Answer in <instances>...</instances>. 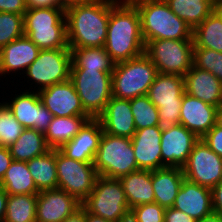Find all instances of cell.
Segmentation results:
<instances>
[{
	"mask_svg": "<svg viewBox=\"0 0 222 222\" xmlns=\"http://www.w3.org/2000/svg\"><path fill=\"white\" fill-rule=\"evenodd\" d=\"M86 222H111L86 211Z\"/></svg>",
	"mask_w": 222,
	"mask_h": 222,
	"instance_id": "681fc988",
	"label": "cell"
},
{
	"mask_svg": "<svg viewBox=\"0 0 222 222\" xmlns=\"http://www.w3.org/2000/svg\"><path fill=\"white\" fill-rule=\"evenodd\" d=\"M24 129L7 105L4 102L0 103V141L2 146L9 147L13 144Z\"/></svg>",
	"mask_w": 222,
	"mask_h": 222,
	"instance_id": "d590c367",
	"label": "cell"
},
{
	"mask_svg": "<svg viewBox=\"0 0 222 222\" xmlns=\"http://www.w3.org/2000/svg\"><path fill=\"white\" fill-rule=\"evenodd\" d=\"M164 222H196V219L174 207H171L165 209Z\"/></svg>",
	"mask_w": 222,
	"mask_h": 222,
	"instance_id": "b9f144b4",
	"label": "cell"
},
{
	"mask_svg": "<svg viewBox=\"0 0 222 222\" xmlns=\"http://www.w3.org/2000/svg\"><path fill=\"white\" fill-rule=\"evenodd\" d=\"M24 35L40 50L69 48L65 8L27 9Z\"/></svg>",
	"mask_w": 222,
	"mask_h": 222,
	"instance_id": "277c9868",
	"label": "cell"
},
{
	"mask_svg": "<svg viewBox=\"0 0 222 222\" xmlns=\"http://www.w3.org/2000/svg\"><path fill=\"white\" fill-rule=\"evenodd\" d=\"M64 7H67L72 4H76L78 2H82L85 0H58Z\"/></svg>",
	"mask_w": 222,
	"mask_h": 222,
	"instance_id": "816d5d0a",
	"label": "cell"
},
{
	"mask_svg": "<svg viewBox=\"0 0 222 222\" xmlns=\"http://www.w3.org/2000/svg\"><path fill=\"white\" fill-rule=\"evenodd\" d=\"M199 139L182 124L174 125L169 130L163 131L160 144L162 168L166 166L182 168Z\"/></svg>",
	"mask_w": 222,
	"mask_h": 222,
	"instance_id": "2e32d148",
	"label": "cell"
},
{
	"mask_svg": "<svg viewBox=\"0 0 222 222\" xmlns=\"http://www.w3.org/2000/svg\"><path fill=\"white\" fill-rule=\"evenodd\" d=\"M217 109L185 92L181 102L180 124L201 139L216 124Z\"/></svg>",
	"mask_w": 222,
	"mask_h": 222,
	"instance_id": "ac0fdd59",
	"label": "cell"
},
{
	"mask_svg": "<svg viewBox=\"0 0 222 222\" xmlns=\"http://www.w3.org/2000/svg\"><path fill=\"white\" fill-rule=\"evenodd\" d=\"M182 170L188 181L212 189L222 180V158L199 139Z\"/></svg>",
	"mask_w": 222,
	"mask_h": 222,
	"instance_id": "4fadbf2b",
	"label": "cell"
},
{
	"mask_svg": "<svg viewBox=\"0 0 222 222\" xmlns=\"http://www.w3.org/2000/svg\"><path fill=\"white\" fill-rule=\"evenodd\" d=\"M193 65L211 72L222 82V53L212 49L193 48Z\"/></svg>",
	"mask_w": 222,
	"mask_h": 222,
	"instance_id": "74e56055",
	"label": "cell"
},
{
	"mask_svg": "<svg viewBox=\"0 0 222 222\" xmlns=\"http://www.w3.org/2000/svg\"><path fill=\"white\" fill-rule=\"evenodd\" d=\"M119 0H85L65 7L69 48L104 47L111 8Z\"/></svg>",
	"mask_w": 222,
	"mask_h": 222,
	"instance_id": "6da1fadb",
	"label": "cell"
},
{
	"mask_svg": "<svg viewBox=\"0 0 222 222\" xmlns=\"http://www.w3.org/2000/svg\"><path fill=\"white\" fill-rule=\"evenodd\" d=\"M161 134L158 126L135 131L131 139L138 169L153 171L162 168Z\"/></svg>",
	"mask_w": 222,
	"mask_h": 222,
	"instance_id": "ffe728a7",
	"label": "cell"
},
{
	"mask_svg": "<svg viewBox=\"0 0 222 222\" xmlns=\"http://www.w3.org/2000/svg\"><path fill=\"white\" fill-rule=\"evenodd\" d=\"M91 116L53 117L44 133L50 149H60L72 140Z\"/></svg>",
	"mask_w": 222,
	"mask_h": 222,
	"instance_id": "4316f807",
	"label": "cell"
},
{
	"mask_svg": "<svg viewBox=\"0 0 222 222\" xmlns=\"http://www.w3.org/2000/svg\"><path fill=\"white\" fill-rule=\"evenodd\" d=\"M0 185L9 195L38 194L33 177L27 167V162L14 161L6 170Z\"/></svg>",
	"mask_w": 222,
	"mask_h": 222,
	"instance_id": "1f68e13d",
	"label": "cell"
},
{
	"mask_svg": "<svg viewBox=\"0 0 222 222\" xmlns=\"http://www.w3.org/2000/svg\"><path fill=\"white\" fill-rule=\"evenodd\" d=\"M216 125L222 128V106L217 109Z\"/></svg>",
	"mask_w": 222,
	"mask_h": 222,
	"instance_id": "f907efd6",
	"label": "cell"
},
{
	"mask_svg": "<svg viewBox=\"0 0 222 222\" xmlns=\"http://www.w3.org/2000/svg\"><path fill=\"white\" fill-rule=\"evenodd\" d=\"M136 130L158 126V108L149 100L147 95L130 99Z\"/></svg>",
	"mask_w": 222,
	"mask_h": 222,
	"instance_id": "e575fe53",
	"label": "cell"
},
{
	"mask_svg": "<svg viewBox=\"0 0 222 222\" xmlns=\"http://www.w3.org/2000/svg\"><path fill=\"white\" fill-rule=\"evenodd\" d=\"M184 179L183 170L180 167L166 166L153 170L152 188L155 202L165 209L171 208Z\"/></svg>",
	"mask_w": 222,
	"mask_h": 222,
	"instance_id": "d4e9b609",
	"label": "cell"
},
{
	"mask_svg": "<svg viewBox=\"0 0 222 222\" xmlns=\"http://www.w3.org/2000/svg\"><path fill=\"white\" fill-rule=\"evenodd\" d=\"M71 52L69 48L40 50L36 60L27 68L25 76L42 90L70 79ZM39 85V86H38Z\"/></svg>",
	"mask_w": 222,
	"mask_h": 222,
	"instance_id": "8fae6325",
	"label": "cell"
},
{
	"mask_svg": "<svg viewBox=\"0 0 222 222\" xmlns=\"http://www.w3.org/2000/svg\"><path fill=\"white\" fill-rule=\"evenodd\" d=\"M75 196L61 189L43 190L37 194L36 222H63L81 208Z\"/></svg>",
	"mask_w": 222,
	"mask_h": 222,
	"instance_id": "e0dca14e",
	"label": "cell"
},
{
	"mask_svg": "<svg viewBox=\"0 0 222 222\" xmlns=\"http://www.w3.org/2000/svg\"><path fill=\"white\" fill-rule=\"evenodd\" d=\"M93 165L98 176L117 179L139 170L132 139L103 132Z\"/></svg>",
	"mask_w": 222,
	"mask_h": 222,
	"instance_id": "52a82bcc",
	"label": "cell"
},
{
	"mask_svg": "<svg viewBox=\"0 0 222 222\" xmlns=\"http://www.w3.org/2000/svg\"><path fill=\"white\" fill-rule=\"evenodd\" d=\"M27 167L39 191L57 189L56 149L27 161Z\"/></svg>",
	"mask_w": 222,
	"mask_h": 222,
	"instance_id": "f546056e",
	"label": "cell"
},
{
	"mask_svg": "<svg viewBox=\"0 0 222 222\" xmlns=\"http://www.w3.org/2000/svg\"><path fill=\"white\" fill-rule=\"evenodd\" d=\"M172 12L193 30L218 6L216 0H165Z\"/></svg>",
	"mask_w": 222,
	"mask_h": 222,
	"instance_id": "4dcf8cb0",
	"label": "cell"
},
{
	"mask_svg": "<svg viewBox=\"0 0 222 222\" xmlns=\"http://www.w3.org/2000/svg\"><path fill=\"white\" fill-rule=\"evenodd\" d=\"M183 77L186 93L218 108L222 106V82L211 72L192 65Z\"/></svg>",
	"mask_w": 222,
	"mask_h": 222,
	"instance_id": "cb8c5ba5",
	"label": "cell"
},
{
	"mask_svg": "<svg viewBox=\"0 0 222 222\" xmlns=\"http://www.w3.org/2000/svg\"><path fill=\"white\" fill-rule=\"evenodd\" d=\"M217 6L222 7V0H216Z\"/></svg>",
	"mask_w": 222,
	"mask_h": 222,
	"instance_id": "f5cc1de1",
	"label": "cell"
},
{
	"mask_svg": "<svg viewBox=\"0 0 222 222\" xmlns=\"http://www.w3.org/2000/svg\"><path fill=\"white\" fill-rule=\"evenodd\" d=\"M63 222H86V210L81 206L80 209L67 217Z\"/></svg>",
	"mask_w": 222,
	"mask_h": 222,
	"instance_id": "7dc6e473",
	"label": "cell"
},
{
	"mask_svg": "<svg viewBox=\"0 0 222 222\" xmlns=\"http://www.w3.org/2000/svg\"><path fill=\"white\" fill-rule=\"evenodd\" d=\"M97 119L103 131L110 135L132 138L135 134L134 117L128 99L112 96Z\"/></svg>",
	"mask_w": 222,
	"mask_h": 222,
	"instance_id": "44dd1931",
	"label": "cell"
},
{
	"mask_svg": "<svg viewBox=\"0 0 222 222\" xmlns=\"http://www.w3.org/2000/svg\"><path fill=\"white\" fill-rule=\"evenodd\" d=\"M27 9L65 8L58 0H25Z\"/></svg>",
	"mask_w": 222,
	"mask_h": 222,
	"instance_id": "7bdbcfd3",
	"label": "cell"
},
{
	"mask_svg": "<svg viewBox=\"0 0 222 222\" xmlns=\"http://www.w3.org/2000/svg\"><path fill=\"white\" fill-rule=\"evenodd\" d=\"M37 92L42 104L53 117L90 116L84 110L81 99L70 79Z\"/></svg>",
	"mask_w": 222,
	"mask_h": 222,
	"instance_id": "9a60e30c",
	"label": "cell"
},
{
	"mask_svg": "<svg viewBox=\"0 0 222 222\" xmlns=\"http://www.w3.org/2000/svg\"><path fill=\"white\" fill-rule=\"evenodd\" d=\"M165 208L156 202L135 206L130 209L129 222H164Z\"/></svg>",
	"mask_w": 222,
	"mask_h": 222,
	"instance_id": "f35d334b",
	"label": "cell"
},
{
	"mask_svg": "<svg viewBox=\"0 0 222 222\" xmlns=\"http://www.w3.org/2000/svg\"><path fill=\"white\" fill-rule=\"evenodd\" d=\"M193 40H151L145 44L144 54L158 73L184 76L193 65Z\"/></svg>",
	"mask_w": 222,
	"mask_h": 222,
	"instance_id": "30bf717a",
	"label": "cell"
},
{
	"mask_svg": "<svg viewBox=\"0 0 222 222\" xmlns=\"http://www.w3.org/2000/svg\"><path fill=\"white\" fill-rule=\"evenodd\" d=\"M26 11L25 0H0V12L24 15Z\"/></svg>",
	"mask_w": 222,
	"mask_h": 222,
	"instance_id": "60d3db41",
	"label": "cell"
},
{
	"mask_svg": "<svg viewBox=\"0 0 222 222\" xmlns=\"http://www.w3.org/2000/svg\"><path fill=\"white\" fill-rule=\"evenodd\" d=\"M14 161L27 162L50 150L43 132L25 128L19 138L8 147Z\"/></svg>",
	"mask_w": 222,
	"mask_h": 222,
	"instance_id": "f1b7e54d",
	"label": "cell"
},
{
	"mask_svg": "<svg viewBox=\"0 0 222 222\" xmlns=\"http://www.w3.org/2000/svg\"><path fill=\"white\" fill-rule=\"evenodd\" d=\"M211 191L213 212L222 215V180Z\"/></svg>",
	"mask_w": 222,
	"mask_h": 222,
	"instance_id": "ee69618b",
	"label": "cell"
},
{
	"mask_svg": "<svg viewBox=\"0 0 222 222\" xmlns=\"http://www.w3.org/2000/svg\"><path fill=\"white\" fill-rule=\"evenodd\" d=\"M104 49L115 63L144 54L140 15L130 0H119L111 8Z\"/></svg>",
	"mask_w": 222,
	"mask_h": 222,
	"instance_id": "7a4b0ae2",
	"label": "cell"
},
{
	"mask_svg": "<svg viewBox=\"0 0 222 222\" xmlns=\"http://www.w3.org/2000/svg\"><path fill=\"white\" fill-rule=\"evenodd\" d=\"M193 48L212 49L222 53V7H217L192 32Z\"/></svg>",
	"mask_w": 222,
	"mask_h": 222,
	"instance_id": "83f0119b",
	"label": "cell"
},
{
	"mask_svg": "<svg viewBox=\"0 0 222 222\" xmlns=\"http://www.w3.org/2000/svg\"><path fill=\"white\" fill-rule=\"evenodd\" d=\"M69 49L71 52V69L114 70L116 63L104 47Z\"/></svg>",
	"mask_w": 222,
	"mask_h": 222,
	"instance_id": "d6a6232c",
	"label": "cell"
},
{
	"mask_svg": "<svg viewBox=\"0 0 222 222\" xmlns=\"http://www.w3.org/2000/svg\"><path fill=\"white\" fill-rule=\"evenodd\" d=\"M81 205L87 212L111 222L130 220V208L117 178L98 176L92 192Z\"/></svg>",
	"mask_w": 222,
	"mask_h": 222,
	"instance_id": "5b68a950",
	"label": "cell"
},
{
	"mask_svg": "<svg viewBox=\"0 0 222 222\" xmlns=\"http://www.w3.org/2000/svg\"><path fill=\"white\" fill-rule=\"evenodd\" d=\"M172 207L199 220L213 212L212 191L184 179Z\"/></svg>",
	"mask_w": 222,
	"mask_h": 222,
	"instance_id": "603a6c76",
	"label": "cell"
},
{
	"mask_svg": "<svg viewBox=\"0 0 222 222\" xmlns=\"http://www.w3.org/2000/svg\"><path fill=\"white\" fill-rule=\"evenodd\" d=\"M185 93L184 77L158 73L147 92L149 100L158 108V128L163 132L180 124L181 102Z\"/></svg>",
	"mask_w": 222,
	"mask_h": 222,
	"instance_id": "ba28073f",
	"label": "cell"
},
{
	"mask_svg": "<svg viewBox=\"0 0 222 222\" xmlns=\"http://www.w3.org/2000/svg\"><path fill=\"white\" fill-rule=\"evenodd\" d=\"M157 74L155 65L145 54L116 63L112 72V96L130 100L147 95Z\"/></svg>",
	"mask_w": 222,
	"mask_h": 222,
	"instance_id": "8992f818",
	"label": "cell"
},
{
	"mask_svg": "<svg viewBox=\"0 0 222 222\" xmlns=\"http://www.w3.org/2000/svg\"><path fill=\"white\" fill-rule=\"evenodd\" d=\"M103 132L101 122L97 118H91L77 135L59 150L68 158L80 162H94Z\"/></svg>",
	"mask_w": 222,
	"mask_h": 222,
	"instance_id": "d6986e66",
	"label": "cell"
},
{
	"mask_svg": "<svg viewBox=\"0 0 222 222\" xmlns=\"http://www.w3.org/2000/svg\"><path fill=\"white\" fill-rule=\"evenodd\" d=\"M13 162V157L10 154L8 147L0 148V181L4 177L6 170Z\"/></svg>",
	"mask_w": 222,
	"mask_h": 222,
	"instance_id": "f6af8a7d",
	"label": "cell"
},
{
	"mask_svg": "<svg viewBox=\"0 0 222 222\" xmlns=\"http://www.w3.org/2000/svg\"><path fill=\"white\" fill-rule=\"evenodd\" d=\"M57 188L83 202L94 188L98 174L93 162H80L56 149Z\"/></svg>",
	"mask_w": 222,
	"mask_h": 222,
	"instance_id": "7c38bea8",
	"label": "cell"
},
{
	"mask_svg": "<svg viewBox=\"0 0 222 222\" xmlns=\"http://www.w3.org/2000/svg\"><path fill=\"white\" fill-rule=\"evenodd\" d=\"M24 90L19 95L15 94L13 100L4 102L12 111L13 116L24 128L45 133L52 121L53 115L42 104L37 91ZM22 93V94H21Z\"/></svg>",
	"mask_w": 222,
	"mask_h": 222,
	"instance_id": "5bb4252c",
	"label": "cell"
},
{
	"mask_svg": "<svg viewBox=\"0 0 222 222\" xmlns=\"http://www.w3.org/2000/svg\"><path fill=\"white\" fill-rule=\"evenodd\" d=\"M207 146L222 158V128L216 124L201 138Z\"/></svg>",
	"mask_w": 222,
	"mask_h": 222,
	"instance_id": "ab89813d",
	"label": "cell"
},
{
	"mask_svg": "<svg viewBox=\"0 0 222 222\" xmlns=\"http://www.w3.org/2000/svg\"><path fill=\"white\" fill-rule=\"evenodd\" d=\"M40 49L25 35L13 40L0 49V76L13 72L24 74L36 60ZM19 71V73H18Z\"/></svg>",
	"mask_w": 222,
	"mask_h": 222,
	"instance_id": "7402d4cb",
	"label": "cell"
},
{
	"mask_svg": "<svg viewBox=\"0 0 222 222\" xmlns=\"http://www.w3.org/2000/svg\"><path fill=\"white\" fill-rule=\"evenodd\" d=\"M130 209L155 202L152 188V171L137 170L119 178Z\"/></svg>",
	"mask_w": 222,
	"mask_h": 222,
	"instance_id": "484cf974",
	"label": "cell"
},
{
	"mask_svg": "<svg viewBox=\"0 0 222 222\" xmlns=\"http://www.w3.org/2000/svg\"><path fill=\"white\" fill-rule=\"evenodd\" d=\"M112 72L92 69H70V80L74 84L84 110L97 118L112 97Z\"/></svg>",
	"mask_w": 222,
	"mask_h": 222,
	"instance_id": "9c48e42d",
	"label": "cell"
},
{
	"mask_svg": "<svg viewBox=\"0 0 222 222\" xmlns=\"http://www.w3.org/2000/svg\"><path fill=\"white\" fill-rule=\"evenodd\" d=\"M8 195L9 194L0 185V222H3L5 219L6 203H7Z\"/></svg>",
	"mask_w": 222,
	"mask_h": 222,
	"instance_id": "bcb514c9",
	"label": "cell"
},
{
	"mask_svg": "<svg viewBox=\"0 0 222 222\" xmlns=\"http://www.w3.org/2000/svg\"><path fill=\"white\" fill-rule=\"evenodd\" d=\"M196 222H222V215L216 212H212L211 214L196 220Z\"/></svg>",
	"mask_w": 222,
	"mask_h": 222,
	"instance_id": "c3c4849f",
	"label": "cell"
},
{
	"mask_svg": "<svg viewBox=\"0 0 222 222\" xmlns=\"http://www.w3.org/2000/svg\"><path fill=\"white\" fill-rule=\"evenodd\" d=\"M23 35V15L0 12V49Z\"/></svg>",
	"mask_w": 222,
	"mask_h": 222,
	"instance_id": "8d00e7d4",
	"label": "cell"
},
{
	"mask_svg": "<svg viewBox=\"0 0 222 222\" xmlns=\"http://www.w3.org/2000/svg\"><path fill=\"white\" fill-rule=\"evenodd\" d=\"M140 15L144 43L163 40H193V30L176 16L165 0H130Z\"/></svg>",
	"mask_w": 222,
	"mask_h": 222,
	"instance_id": "3957f363",
	"label": "cell"
},
{
	"mask_svg": "<svg viewBox=\"0 0 222 222\" xmlns=\"http://www.w3.org/2000/svg\"><path fill=\"white\" fill-rule=\"evenodd\" d=\"M37 194L8 195L3 222H36Z\"/></svg>",
	"mask_w": 222,
	"mask_h": 222,
	"instance_id": "836d02e7",
	"label": "cell"
}]
</instances>
